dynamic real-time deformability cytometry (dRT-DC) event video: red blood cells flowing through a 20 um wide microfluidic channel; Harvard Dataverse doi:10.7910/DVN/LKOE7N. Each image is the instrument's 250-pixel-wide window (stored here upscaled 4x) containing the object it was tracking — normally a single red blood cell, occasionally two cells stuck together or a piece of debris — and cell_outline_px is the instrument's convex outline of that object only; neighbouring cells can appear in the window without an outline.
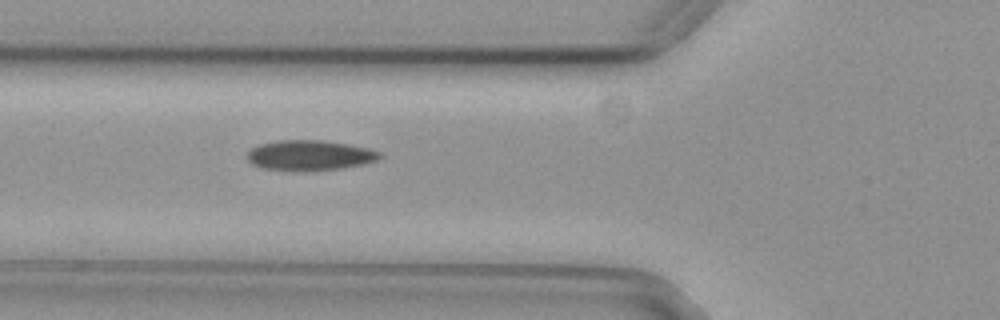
{"species": "common noctule bat (a hibernating species)", "species_latin": "Nyctalus noctula", "temperature_condition": "cold", "stored_images_in_passage": 31, "camera_frame_rate_fps": 3000, "um_per_image_px": 0.085, "animal": {"sex": "female", "body_mass_g": 29.2, "forearm_length_mm": 56.3}, "frame": {"image": 1, "passage_image": 3, "time_ms": 0.667, "image_size_px": [1000, 320], "cell_outline_px": [[384, 156], [376, 160], [364, 164], [340, 168], [304, 172], [260, 168], [252, 164], [244, 156], [252, 148], [260, 144], [276, 140], [320, 140], [348, 144], [368, 148], [380, 152]], "centroid_in_image_um": [26.29, 13.21], "position_along_channel_um": 99.5, "area_um2": 23.64}}
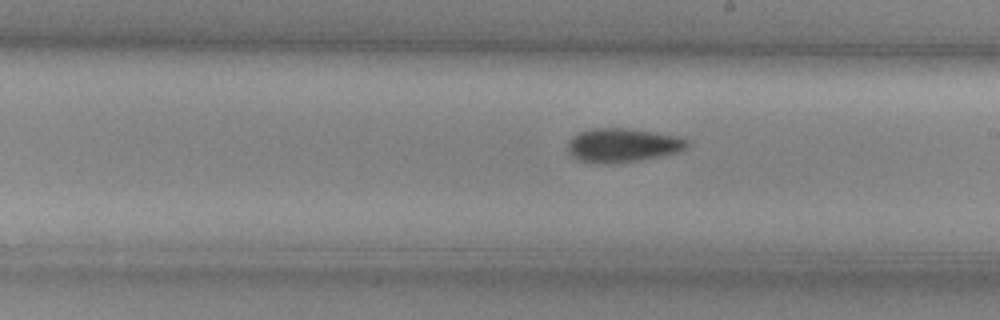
{"frame": {"image": 2, "passage_image": 14, "time_ms": 4.333, "image_size_px": [1000, 320], "cell_outline_px": [[692, 144], [688, 148], [680, 152], [640, 160], [608, 164], [600, 164], [580, 160], [572, 156], [568, 152], [568, 140], [572, 136], [580, 132], [592, 128], [632, 128], [676, 136], [688, 140]], "centroid_in_image_um": [52.95, 12.34], "position_along_channel_um": 236.0, "area_um2": 23.87}}
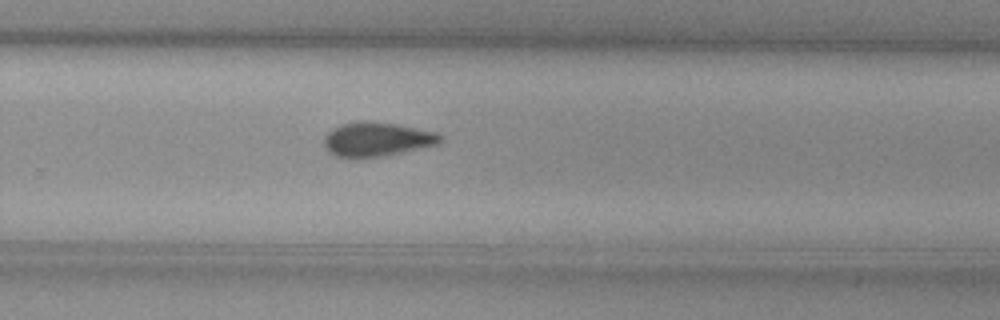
{"frame": {"image": 3, "passage_image": 19, "time_ms": 6.0, "image_size_px": [1000, 320], "cell_outline_px": [[444, 136], [436, 144], [384, 156], [336, 156], [328, 152], [324, 148], [324, 136], [332, 128], [340, 124], [360, 120], [372, 120], [396, 124], [436, 132]], "centroid_in_image_um": [31.99, 11.8], "position_along_channel_um": 297.8, "area_um2": 22.95}}